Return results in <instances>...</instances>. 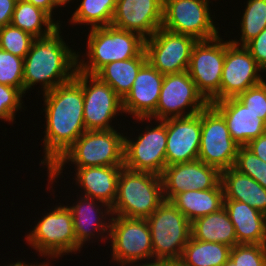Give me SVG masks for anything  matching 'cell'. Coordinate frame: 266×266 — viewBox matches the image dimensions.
<instances>
[{"instance_id":"2e32d148","label":"cell","mask_w":266,"mask_h":266,"mask_svg":"<svg viewBox=\"0 0 266 266\" xmlns=\"http://www.w3.org/2000/svg\"><path fill=\"white\" fill-rule=\"evenodd\" d=\"M147 129L136 142L124 138V167L161 176L166 167V119Z\"/></svg>"},{"instance_id":"60d3db41","label":"cell","mask_w":266,"mask_h":266,"mask_svg":"<svg viewBox=\"0 0 266 266\" xmlns=\"http://www.w3.org/2000/svg\"><path fill=\"white\" fill-rule=\"evenodd\" d=\"M246 147L251 150L258 158L266 162V132L258 138L252 139Z\"/></svg>"},{"instance_id":"83f0119b","label":"cell","mask_w":266,"mask_h":266,"mask_svg":"<svg viewBox=\"0 0 266 266\" xmlns=\"http://www.w3.org/2000/svg\"><path fill=\"white\" fill-rule=\"evenodd\" d=\"M231 247L217 242L199 241L190 237L184 247L180 266H222L230 255Z\"/></svg>"},{"instance_id":"7bdbcfd3","label":"cell","mask_w":266,"mask_h":266,"mask_svg":"<svg viewBox=\"0 0 266 266\" xmlns=\"http://www.w3.org/2000/svg\"><path fill=\"white\" fill-rule=\"evenodd\" d=\"M138 266V265H136ZM139 266H180L178 263H166V262H154L153 263H146Z\"/></svg>"},{"instance_id":"9a60e30c","label":"cell","mask_w":266,"mask_h":266,"mask_svg":"<svg viewBox=\"0 0 266 266\" xmlns=\"http://www.w3.org/2000/svg\"><path fill=\"white\" fill-rule=\"evenodd\" d=\"M240 43L235 40L225 41V59L223 63L220 101L234 98L245 92L252 86L263 81L258 75L262 69L251 56L245 46L238 47ZM240 48V49H239Z\"/></svg>"},{"instance_id":"d6986e66","label":"cell","mask_w":266,"mask_h":266,"mask_svg":"<svg viewBox=\"0 0 266 266\" xmlns=\"http://www.w3.org/2000/svg\"><path fill=\"white\" fill-rule=\"evenodd\" d=\"M163 6L164 0H117L111 26L147 39L162 27Z\"/></svg>"},{"instance_id":"277c9868","label":"cell","mask_w":266,"mask_h":266,"mask_svg":"<svg viewBox=\"0 0 266 266\" xmlns=\"http://www.w3.org/2000/svg\"><path fill=\"white\" fill-rule=\"evenodd\" d=\"M161 176L122 167L112 214L126 218H148L163 202Z\"/></svg>"},{"instance_id":"ac0fdd59","label":"cell","mask_w":266,"mask_h":266,"mask_svg":"<svg viewBox=\"0 0 266 266\" xmlns=\"http://www.w3.org/2000/svg\"><path fill=\"white\" fill-rule=\"evenodd\" d=\"M166 166L198 159L201 111L192 116L166 119Z\"/></svg>"},{"instance_id":"3957f363","label":"cell","mask_w":266,"mask_h":266,"mask_svg":"<svg viewBox=\"0 0 266 266\" xmlns=\"http://www.w3.org/2000/svg\"><path fill=\"white\" fill-rule=\"evenodd\" d=\"M124 138L114 129L86 130L49 169V180L60 175L67 160L77 168L124 166Z\"/></svg>"},{"instance_id":"30bf717a","label":"cell","mask_w":266,"mask_h":266,"mask_svg":"<svg viewBox=\"0 0 266 266\" xmlns=\"http://www.w3.org/2000/svg\"><path fill=\"white\" fill-rule=\"evenodd\" d=\"M210 103L198 91L188 71L164 75L156 111L150 116L160 120L198 114ZM187 106L191 107L185 112ZM184 114V115H183ZM172 115V116H171ZM170 116V117H169Z\"/></svg>"},{"instance_id":"4dcf8cb0","label":"cell","mask_w":266,"mask_h":266,"mask_svg":"<svg viewBox=\"0 0 266 266\" xmlns=\"http://www.w3.org/2000/svg\"><path fill=\"white\" fill-rule=\"evenodd\" d=\"M117 0H82L72 15V23H86L96 27L110 26Z\"/></svg>"},{"instance_id":"8fae6325","label":"cell","mask_w":266,"mask_h":266,"mask_svg":"<svg viewBox=\"0 0 266 266\" xmlns=\"http://www.w3.org/2000/svg\"><path fill=\"white\" fill-rule=\"evenodd\" d=\"M196 42L192 36L161 27L145 39L147 61L163 75L187 71L192 48Z\"/></svg>"},{"instance_id":"b9f144b4","label":"cell","mask_w":266,"mask_h":266,"mask_svg":"<svg viewBox=\"0 0 266 266\" xmlns=\"http://www.w3.org/2000/svg\"><path fill=\"white\" fill-rule=\"evenodd\" d=\"M27 2H30L31 4H33L36 7H39L41 9H43L45 12H47L51 17H52V10L55 7L56 8V4L54 3L53 0H25Z\"/></svg>"},{"instance_id":"5b68a950","label":"cell","mask_w":266,"mask_h":266,"mask_svg":"<svg viewBox=\"0 0 266 266\" xmlns=\"http://www.w3.org/2000/svg\"><path fill=\"white\" fill-rule=\"evenodd\" d=\"M113 26L91 28L88 38V63L79 62L77 70L96 74L106 64L138 57L145 50L140 34Z\"/></svg>"},{"instance_id":"5bb4252c","label":"cell","mask_w":266,"mask_h":266,"mask_svg":"<svg viewBox=\"0 0 266 266\" xmlns=\"http://www.w3.org/2000/svg\"><path fill=\"white\" fill-rule=\"evenodd\" d=\"M112 217L109 238L112 240V256L122 266L136 260L153 258L151 233L146 219Z\"/></svg>"},{"instance_id":"ba28073f","label":"cell","mask_w":266,"mask_h":266,"mask_svg":"<svg viewBox=\"0 0 266 266\" xmlns=\"http://www.w3.org/2000/svg\"><path fill=\"white\" fill-rule=\"evenodd\" d=\"M221 41L219 35L209 40H198L192 48L187 70L198 91L209 103L220 101L225 59V42Z\"/></svg>"},{"instance_id":"d4e9b609","label":"cell","mask_w":266,"mask_h":266,"mask_svg":"<svg viewBox=\"0 0 266 266\" xmlns=\"http://www.w3.org/2000/svg\"><path fill=\"white\" fill-rule=\"evenodd\" d=\"M171 203L190 221L216 212L223 207L224 190L220 182L208 190H187L177 194Z\"/></svg>"},{"instance_id":"1f68e13d","label":"cell","mask_w":266,"mask_h":266,"mask_svg":"<svg viewBox=\"0 0 266 266\" xmlns=\"http://www.w3.org/2000/svg\"><path fill=\"white\" fill-rule=\"evenodd\" d=\"M241 21V46H245L266 28V0H248Z\"/></svg>"},{"instance_id":"d590c367","label":"cell","mask_w":266,"mask_h":266,"mask_svg":"<svg viewBox=\"0 0 266 266\" xmlns=\"http://www.w3.org/2000/svg\"><path fill=\"white\" fill-rule=\"evenodd\" d=\"M229 258L237 266H266V244L235 245Z\"/></svg>"},{"instance_id":"7c38bea8","label":"cell","mask_w":266,"mask_h":266,"mask_svg":"<svg viewBox=\"0 0 266 266\" xmlns=\"http://www.w3.org/2000/svg\"><path fill=\"white\" fill-rule=\"evenodd\" d=\"M208 0H164L162 28L198 40L218 36L210 17Z\"/></svg>"},{"instance_id":"f6af8a7d","label":"cell","mask_w":266,"mask_h":266,"mask_svg":"<svg viewBox=\"0 0 266 266\" xmlns=\"http://www.w3.org/2000/svg\"><path fill=\"white\" fill-rule=\"evenodd\" d=\"M54 3L57 5V6H60V5H65L66 3H68L69 1L71 0H53Z\"/></svg>"},{"instance_id":"6da1fadb","label":"cell","mask_w":266,"mask_h":266,"mask_svg":"<svg viewBox=\"0 0 266 266\" xmlns=\"http://www.w3.org/2000/svg\"><path fill=\"white\" fill-rule=\"evenodd\" d=\"M46 105L45 161L48 170L86 131L82 86L73 78L44 93Z\"/></svg>"},{"instance_id":"cb8c5ba5","label":"cell","mask_w":266,"mask_h":266,"mask_svg":"<svg viewBox=\"0 0 266 266\" xmlns=\"http://www.w3.org/2000/svg\"><path fill=\"white\" fill-rule=\"evenodd\" d=\"M224 199L246 203L266 215V189L234 167L221 171Z\"/></svg>"},{"instance_id":"e0dca14e","label":"cell","mask_w":266,"mask_h":266,"mask_svg":"<svg viewBox=\"0 0 266 266\" xmlns=\"http://www.w3.org/2000/svg\"><path fill=\"white\" fill-rule=\"evenodd\" d=\"M164 200L171 201L187 190H208L221 182V171L199 159L168 165L161 175Z\"/></svg>"},{"instance_id":"f35d334b","label":"cell","mask_w":266,"mask_h":266,"mask_svg":"<svg viewBox=\"0 0 266 266\" xmlns=\"http://www.w3.org/2000/svg\"><path fill=\"white\" fill-rule=\"evenodd\" d=\"M245 47L256 60L258 66L266 71V28L257 37L249 41Z\"/></svg>"},{"instance_id":"7402d4cb","label":"cell","mask_w":266,"mask_h":266,"mask_svg":"<svg viewBox=\"0 0 266 266\" xmlns=\"http://www.w3.org/2000/svg\"><path fill=\"white\" fill-rule=\"evenodd\" d=\"M124 166H93L77 168V181L85 191V197L93 198L106 205L105 213L111 214V207L117 197L118 178Z\"/></svg>"},{"instance_id":"e575fe53","label":"cell","mask_w":266,"mask_h":266,"mask_svg":"<svg viewBox=\"0 0 266 266\" xmlns=\"http://www.w3.org/2000/svg\"><path fill=\"white\" fill-rule=\"evenodd\" d=\"M234 168L252 177L266 189V162L258 158L246 146H239Z\"/></svg>"},{"instance_id":"8d00e7d4","label":"cell","mask_w":266,"mask_h":266,"mask_svg":"<svg viewBox=\"0 0 266 266\" xmlns=\"http://www.w3.org/2000/svg\"><path fill=\"white\" fill-rule=\"evenodd\" d=\"M236 98L266 123V82L264 80Z\"/></svg>"},{"instance_id":"ab89813d","label":"cell","mask_w":266,"mask_h":266,"mask_svg":"<svg viewBox=\"0 0 266 266\" xmlns=\"http://www.w3.org/2000/svg\"><path fill=\"white\" fill-rule=\"evenodd\" d=\"M17 0H0V28L11 23Z\"/></svg>"},{"instance_id":"7a4b0ae2","label":"cell","mask_w":266,"mask_h":266,"mask_svg":"<svg viewBox=\"0 0 266 266\" xmlns=\"http://www.w3.org/2000/svg\"><path fill=\"white\" fill-rule=\"evenodd\" d=\"M59 27L33 40L24 58V93L38 82H42L45 93L74 78L79 56L64 43Z\"/></svg>"},{"instance_id":"bcb514c9","label":"cell","mask_w":266,"mask_h":266,"mask_svg":"<svg viewBox=\"0 0 266 266\" xmlns=\"http://www.w3.org/2000/svg\"><path fill=\"white\" fill-rule=\"evenodd\" d=\"M222 266H237L230 258Z\"/></svg>"},{"instance_id":"8992f818","label":"cell","mask_w":266,"mask_h":266,"mask_svg":"<svg viewBox=\"0 0 266 266\" xmlns=\"http://www.w3.org/2000/svg\"><path fill=\"white\" fill-rule=\"evenodd\" d=\"M146 221L150 228L155 262L178 263L191 237V222L171 201L166 200Z\"/></svg>"},{"instance_id":"d6a6232c","label":"cell","mask_w":266,"mask_h":266,"mask_svg":"<svg viewBox=\"0 0 266 266\" xmlns=\"http://www.w3.org/2000/svg\"><path fill=\"white\" fill-rule=\"evenodd\" d=\"M35 37L11 24L0 28V49L25 58Z\"/></svg>"},{"instance_id":"4316f807","label":"cell","mask_w":266,"mask_h":266,"mask_svg":"<svg viewBox=\"0 0 266 266\" xmlns=\"http://www.w3.org/2000/svg\"><path fill=\"white\" fill-rule=\"evenodd\" d=\"M147 62L145 50L138 56L106 64L95 75L123 100L130 92L140 68Z\"/></svg>"},{"instance_id":"f546056e","label":"cell","mask_w":266,"mask_h":266,"mask_svg":"<svg viewBox=\"0 0 266 266\" xmlns=\"http://www.w3.org/2000/svg\"><path fill=\"white\" fill-rule=\"evenodd\" d=\"M10 24L28 32L35 38L50 33L59 25V23L53 22L51 16L43 9L25 0H17ZM42 24L46 26L44 31Z\"/></svg>"},{"instance_id":"4fadbf2b","label":"cell","mask_w":266,"mask_h":266,"mask_svg":"<svg viewBox=\"0 0 266 266\" xmlns=\"http://www.w3.org/2000/svg\"><path fill=\"white\" fill-rule=\"evenodd\" d=\"M74 79L83 89V117L86 130L113 129L109 121L118 111H123L122 99L95 74L77 70Z\"/></svg>"},{"instance_id":"f1b7e54d","label":"cell","mask_w":266,"mask_h":266,"mask_svg":"<svg viewBox=\"0 0 266 266\" xmlns=\"http://www.w3.org/2000/svg\"><path fill=\"white\" fill-rule=\"evenodd\" d=\"M95 207L96 206L93 198H88L85 196L77 205L68 207V209L72 213L74 232L77 240V250L81 248V246L84 244L83 242L90 239V236L93 235L95 229H101L102 231H104L102 233H105L107 229L110 228V224L106 225V222H102L100 220L101 218H99V216L101 215L102 218L104 216L103 212H99L101 209H95Z\"/></svg>"},{"instance_id":"52a82bcc","label":"cell","mask_w":266,"mask_h":266,"mask_svg":"<svg viewBox=\"0 0 266 266\" xmlns=\"http://www.w3.org/2000/svg\"><path fill=\"white\" fill-rule=\"evenodd\" d=\"M239 145L230 136L223 116L209 104L201 110L198 159L220 171L234 167Z\"/></svg>"},{"instance_id":"603a6c76","label":"cell","mask_w":266,"mask_h":266,"mask_svg":"<svg viewBox=\"0 0 266 266\" xmlns=\"http://www.w3.org/2000/svg\"><path fill=\"white\" fill-rule=\"evenodd\" d=\"M238 244H266V215L246 203L224 199Z\"/></svg>"},{"instance_id":"484cf974","label":"cell","mask_w":266,"mask_h":266,"mask_svg":"<svg viewBox=\"0 0 266 266\" xmlns=\"http://www.w3.org/2000/svg\"><path fill=\"white\" fill-rule=\"evenodd\" d=\"M191 237L199 241L222 243L231 248L237 245L235 228L224 206L191 222Z\"/></svg>"},{"instance_id":"74e56055","label":"cell","mask_w":266,"mask_h":266,"mask_svg":"<svg viewBox=\"0 0 266 266\" xmlns=\"http://www.w3.org/2000/svg\"><path fill=\"white\" fill-rule=\"evenodd\" d=\"M22 92L15 87L0 84V119L13 121L17 109H21Z\"/></svg>"},{"instance_id":"836d02e7","label":"cell","mask_w":266,"mask_h":266,"mask_svg":"<svg viewBox=\"0 0 266 266\" xmlns=\"http://www.w3.org/2000/svg\"><path fill=\"white\" fill-rule=\"evenodd\" d=\"M24 58L0 49V84L18 88L24 94Z\"/></svg>"},{"instance_id":"ee69618b","label":"cell","mask_w":266,"mask_h":266,"mask_svg":"<svg viewBox=\"0 0 266 266\" xmlns=\"http://www.w3.org/2000/svg\"><path fill=\"white\" fill-rule=\"evenodd\" d=\"M48 264H41V265H27L25 263L17 262L15 264H10L9 266H47Z\"/></svg>"},{"instance_id":"44dd1931","label":"cell","mask_w":266,"mask_h":266,"mask_svg":"<svg viewBox=\"0 0 266 266\" xmlns=\"http://www.w3.org/2000/svg\"><path fill=\"white\" fill-rule=\"evenodd\" d=\"M225 119L230 136L239 146L266 132V123L236 97L210 103Z\"/></svg>"},{"instance_id":"ffe728a7","label":"cell","mask_w":266,"mask_h":266,"mask_svg":"<svg viewBox=\"0 0 266 266\" xmlns=\"http://www.w3.org/2000/svg\"><path fill=\"white\" fill-rule=\"evenodd\" d=\"M164 75L148 61L140 68L130 92L122 100V108L143 121L156 111Z\"/></svg>"},{"instance_id":"9c48e42d","label":"cell","mask_w":266,"mask_h":266,"mask_svg":"<svg viewBox=\"0 0 266 266\" xmlns=\"http://www.w3.org/2000/svg\"><path fill=\"white\" fill-rule=\"evenodd\" d=\"M27 236L29 244L45 256L58 258L62 253L77 251L73 218L68 206L55 207Z\"/></svg>"}]
</instances>
